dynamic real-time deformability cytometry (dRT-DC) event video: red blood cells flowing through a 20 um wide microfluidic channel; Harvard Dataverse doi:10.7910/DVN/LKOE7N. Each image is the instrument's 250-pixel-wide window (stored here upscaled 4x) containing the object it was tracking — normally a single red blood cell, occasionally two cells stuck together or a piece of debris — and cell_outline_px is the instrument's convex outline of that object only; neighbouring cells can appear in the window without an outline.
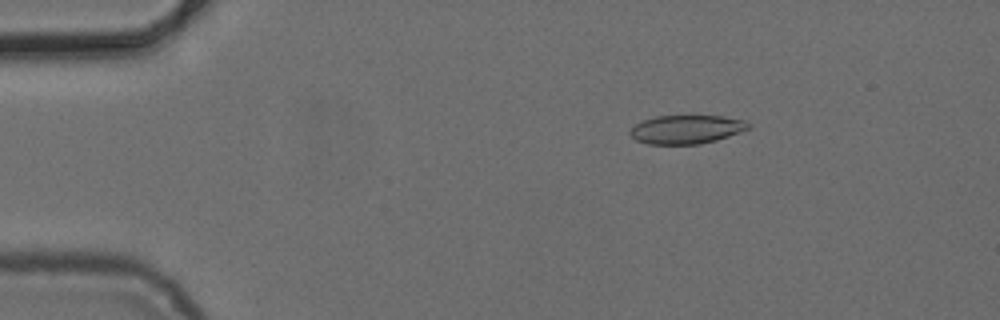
{"species": "common noctule bat (a hibernating species)", "species_latin": "Nyctalus noctula", "temperature_condition": "cold", "stored_images_in_passage": 4, "camera_frame_rate_fps": 3000, "um_per_image_px": 0.085, "animal": {"sex": "female", "body_mass_g": 24.6, "forearm_length_mm": 56.2}, "frame": {"image": 1, "passage_image": 2, "time_ms": 2.0, "image_size_px": [1000, 320], "cell_outline_px": [[748, 128], [740, 132], [716, 140], [700, 144], [648, 144], [636, 140], [628, 132], [636, 124], [644, 120], [656, 116], [724, 116], [744, 120], [748, 124]], "centroid_in_image_um": [58.32, 11.0], "position_along_channel_um": 26.7, "area_um2": 19.54}}